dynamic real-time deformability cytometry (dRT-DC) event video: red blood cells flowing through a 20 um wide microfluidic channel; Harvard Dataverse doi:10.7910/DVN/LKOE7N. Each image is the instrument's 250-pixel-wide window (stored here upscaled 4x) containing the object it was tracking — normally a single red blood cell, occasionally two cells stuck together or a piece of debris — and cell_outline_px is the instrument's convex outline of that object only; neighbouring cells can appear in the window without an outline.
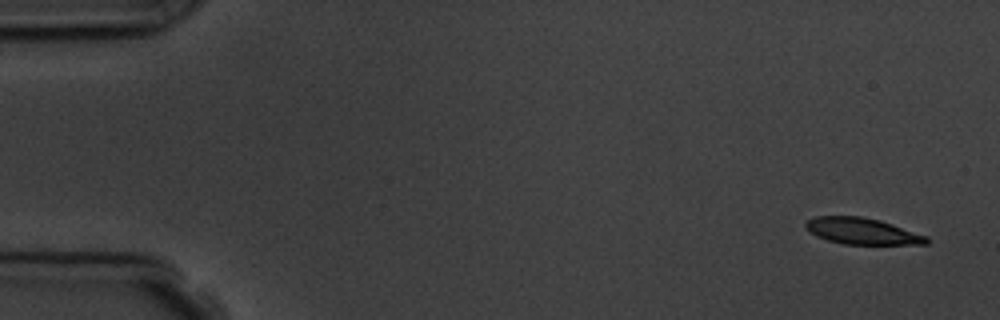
{"species": "common noctule bat (a hibernating species)", "species_latin": "Nyctalus noctula", "temperature_condition": "room temperature", "stored_images_in_passage": 5, "camera_frame_rate_fps": 3000, "um_per_image_px": 0.085, "animal": {"sex": "male", "body_mass_g": 19.5, "forearm_length_mm": 54.6}, "frame": {"image": 1, "passage_image": 1, "time_ms": 0.0, "image_size_px": [1000, 320], "cell_outline_px": [[928, 244], [844, 244], [828, 240], [816, 236], [804, 224], [808, 220], [816, 216], [860, 216], [880, 220], [928, 236]], "centroid_in_image_um": [73.31, 19.64], "position_along_channel_um": 11.7, "area_um2": 18.38}}
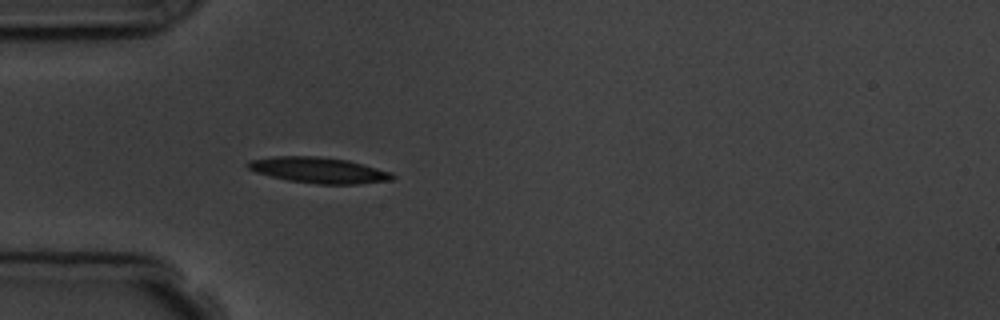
{"frame": {"image": 2, "passage_image": 5, "time_ms": 4.667, "image_size_px": [1000, 320], "cell_outline_px": [[396, 176], [392, 180], [356, 184], [316, 184], [288, 180], [256, 172], [248, 168], [248, 160], [276, 156], [320, 156], [348, 160], [392, 172]], "centroid_in_image_um": [27.12, 14.46], "position_along_channel_um": 57.9, "area_um2": 21.68}}